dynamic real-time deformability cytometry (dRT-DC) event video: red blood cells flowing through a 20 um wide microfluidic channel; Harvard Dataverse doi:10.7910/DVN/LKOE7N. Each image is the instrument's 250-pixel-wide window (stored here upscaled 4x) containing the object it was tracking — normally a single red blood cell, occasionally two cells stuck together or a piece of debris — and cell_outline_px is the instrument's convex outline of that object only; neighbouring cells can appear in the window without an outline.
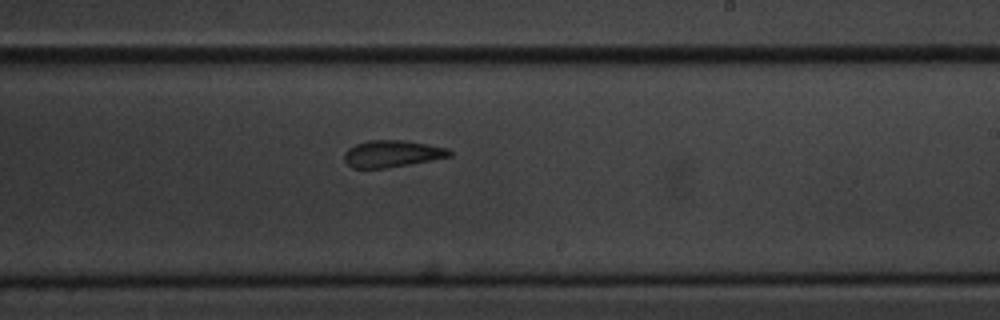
{"species": "common noctule bat (a hibernating species)", "species_latin": "Nyctalus noctula", "temperature_condition": "cold", "stored_images_in_passage": 8, "camera_frame_rate_fps": 3000, "um_per_image_px": 0.085, "animal": {"sex": "male", "body_mass_g": 20.1, "forearm_length_mm": 53.5}, "frame": {"image": 1, "passage_image": 8, "time_ms": 9.0, "image_size_px": [1000, 320], "cell_outline_px": [[452, 156], [432, 160], [384, 168], [352, 168], [344, 160], [344, 152], [348, 148], [356, 144], [368, 140], [404, 140], [448, 148], [452, 152]], "centroid_in_image_um": [33.31, 13.06], "position_along_channel_um": 255.7, "area_um2": 16.42}}